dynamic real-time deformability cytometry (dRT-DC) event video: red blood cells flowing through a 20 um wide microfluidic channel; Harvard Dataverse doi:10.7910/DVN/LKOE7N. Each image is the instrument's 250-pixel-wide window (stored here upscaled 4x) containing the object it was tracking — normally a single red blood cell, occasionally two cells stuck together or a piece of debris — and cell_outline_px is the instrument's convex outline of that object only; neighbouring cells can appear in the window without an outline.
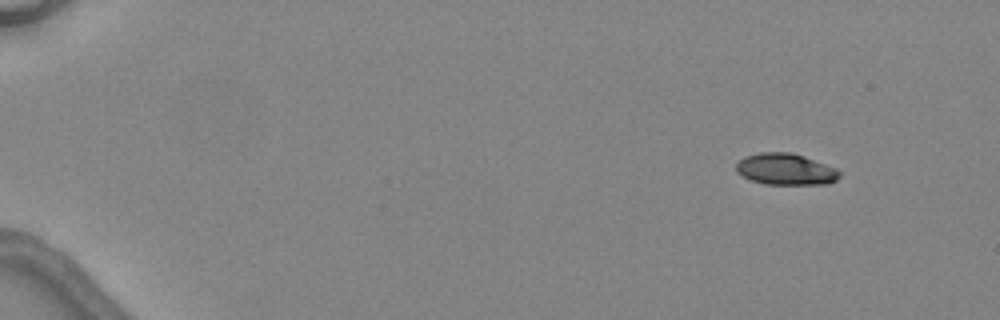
{"species": "common noctule bat (a hibernating species)", "species_latin": "Nyctalus noctula", "temperature_condition": "warm", "stored_images_in_passage": 5, "camera_frame_rate_fps": 3000, "um_per_image_px": 0.085, "animal": {"sex": "female", "body_mass_g": 24.6, "forearm_length_mm": 56.2}, "frame": {"image": 1, "passage_image": 1, "time_ms": 0.0, "image_size_px": [1000, 320], "cell_outline_px": [[840, 176], [836, 180], [828, 184], [764, 184], [752, 180], [736, 172], [736, 164], [744, 156], [760, 152], [792, 152], [804, 156], [836, 168], [840, 172]], "centroid_in_image_um": [66.78, 14.38], "position_along_channel_um": 18.2, "area_um2": 18.96}}
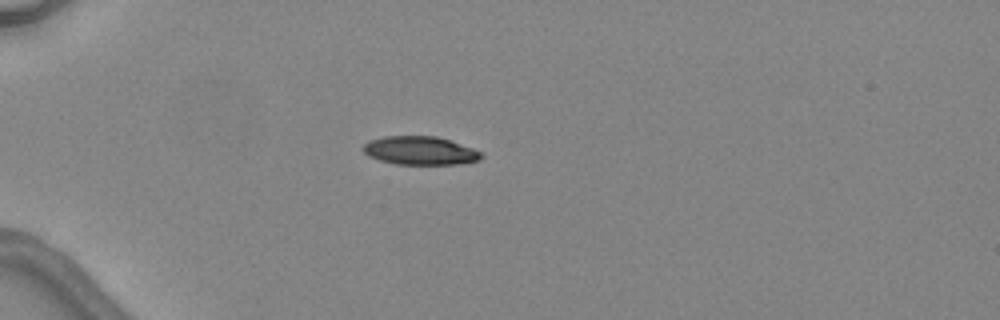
{"frame": {"image": 2, "passage_image": 4, "time_ms": 3.333, "image_size_px": [1000, 320], "cell_outline_px": [[484, 156], [480, 160], [460, 164], [396, 164], [380, 160], [368, 156], [360, 148], [368, 140], [384, 136], [436, 136], [484, 152]], "centroid_in_image_um": [35.7, 12.8], "position_along_channel_um": 49.3, "area_um2": 19.71}}